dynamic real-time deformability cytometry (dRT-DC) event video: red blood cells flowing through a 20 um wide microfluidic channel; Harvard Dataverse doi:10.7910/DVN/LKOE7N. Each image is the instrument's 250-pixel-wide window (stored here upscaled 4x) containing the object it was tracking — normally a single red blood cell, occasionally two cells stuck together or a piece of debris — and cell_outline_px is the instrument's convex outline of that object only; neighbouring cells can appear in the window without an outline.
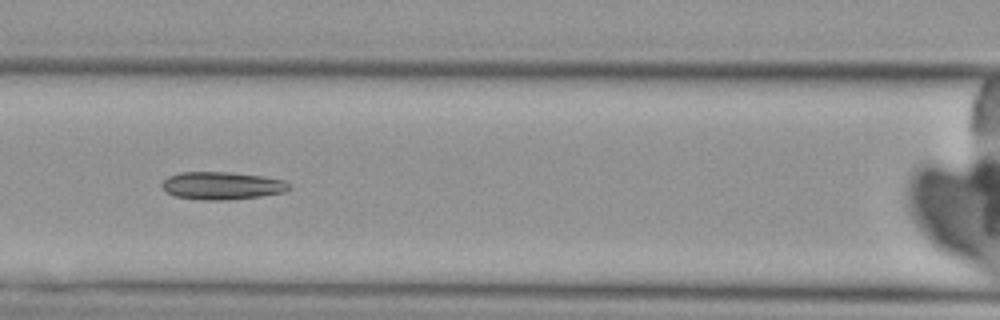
{"species": "Egyptian fruit bat (a non-hibernating species)", "species_latin": "Rousettus aegyptiacus", "temperature_condition": "cold", "stored_images_in_passage": 4, "camera_frame_rate_fps": 3000, "um_per_image_px": 0.085, "animal": {"sex": "female"}, "frame": {"image": 1, "passage_image": 3, "time_ms": 2.0, "image_size_px": [1000, 320], "cell_outline_px": [[288, 188], [284, 192], [260, 196], [224, 200], [204, 200], [176, 196], [168, 192], [160, 184], [168, 176], [180, 172], [228, 172], [264, 176], [284, 180], [288, 184]], "centroid_in_image_um": [18.85, 15.77], "position_along_channel_um": 147.8, "area_um2": 20.29}}
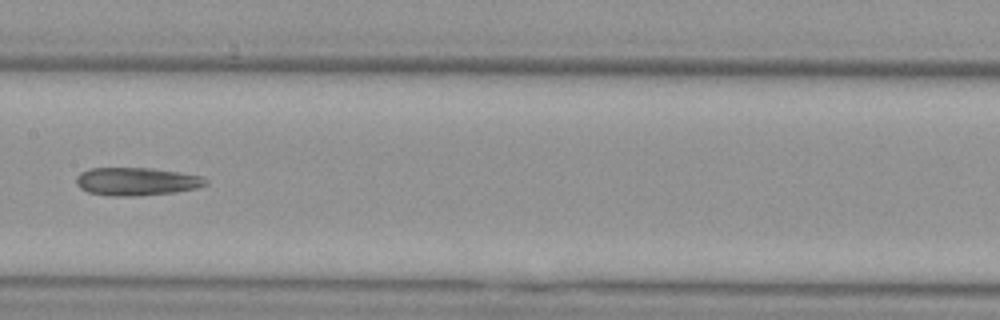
{"frame": {"image": 2, "passage_image": 4, "time_ms": 3.333, "image_size_px": [1000, 320], "cell_outline_px": [[208, 184], [200, 188], [176, 192], [132, 196], [112, 196], [88, 192], [80, 188], [76, 184], [76, 176], [80, 172], [88, 168], [152, 168], [180, 172], [204, 176], [208, 180]], "centroid_in_image_um": [11.64, 15.42], "position_along_channel_um": 195.8, "area_um2": 21.44}}